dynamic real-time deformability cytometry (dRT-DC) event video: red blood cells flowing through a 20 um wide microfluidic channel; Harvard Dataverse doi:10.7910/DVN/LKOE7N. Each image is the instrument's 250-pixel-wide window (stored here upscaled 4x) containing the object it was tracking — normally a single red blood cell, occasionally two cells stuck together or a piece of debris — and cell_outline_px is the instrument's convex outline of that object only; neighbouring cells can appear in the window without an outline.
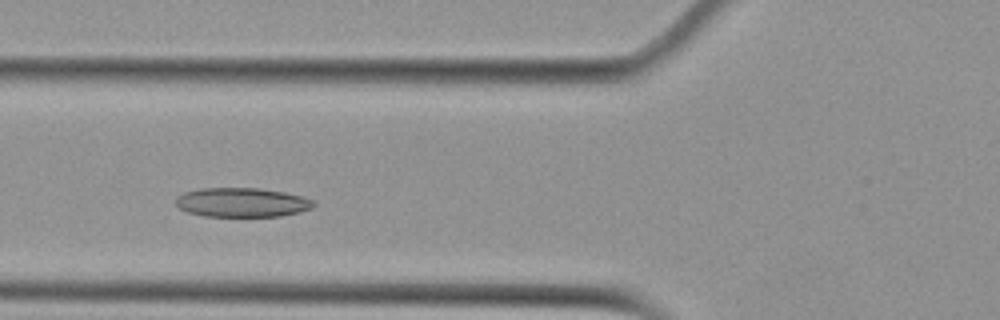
{"species": "Egyptian fruit bat (a non-hibernating species)", "species_latin": "Rousettus aegyptiacus", "temperature_condition": "cold", "stored_images_in_passage": 14, "camera_frame_rate_fps": 3000, "um_per_image_px": 0.085, "animal": {"sex": "female"}, "frame": {"image": 1, "passage_image": 7, "time_ms": 2.0, "image_size_px": [1000, 320], "cell_outline_px": [[316, 204], [312, 208], [300, 212], [280, 216], [204, 216], [188, 212], [180, 208], [176, 204], [176, 196], [184, 192], [200, 188], [256, 188], [284, 192], [304, 196], [312, 200]], "centroid_in_image_um": [20.57, 17.2], "position_along_channel_um": 105.2, "area_um2": 23.52}}
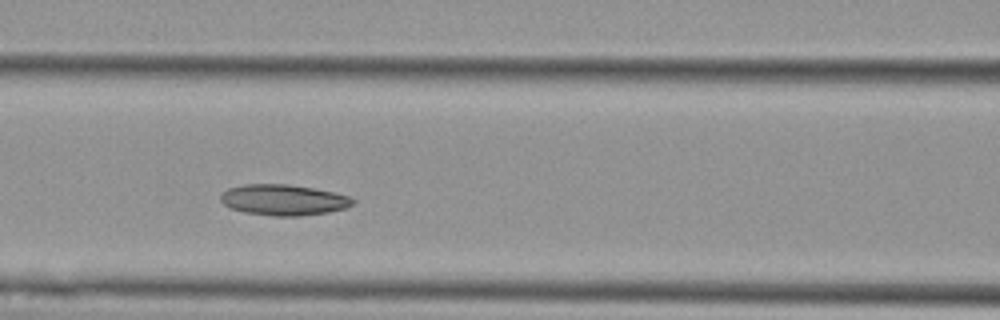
{"frame": {"image": 2, "passage_image": 10, "time_ms": 3.0, "image_size_px": [1000, 320], "cell_outline_px": [[356, 200], [352, 204], [344, 208], [328, 212], [300, 216], [272, 216], [244, 212], [232, 208], [224, 204], [220, 200], [220, 192], [228, 188], [244, 184], [288, 184], [312, 188], [332, 192], [348, 196]], "centroid_in_image_um": [24.05, 16.99], "position_along_channel_um": 142.5, "area_um2": 23.7}}
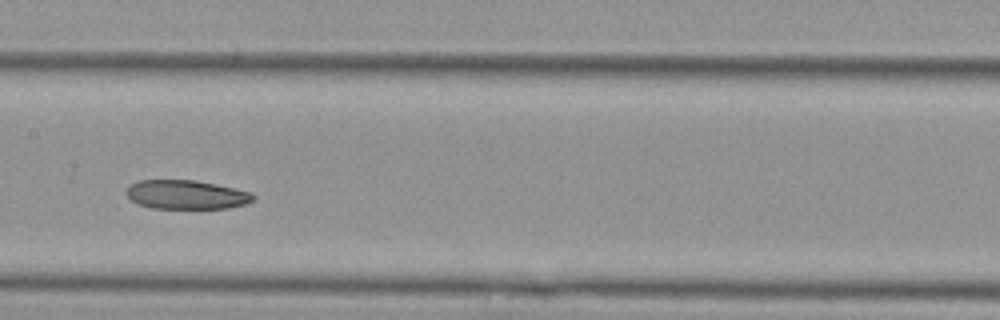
{"frame": {"image": 3, "passage_image": 14, "time_ms": 4.333, "image_size_px": [1000, 320], "cell_outline_px": [[256, 196], [252, 200], [244, 204], [228, 208], [152, 208], [140, 204], [132, 200], [128, 196], [128, 188], [132, 184], [140, 180], [196, 180], [216, 184], [252, 192]], "centroid_in_image_um": [15.88, 16.54], "position_along_channel_um": 191.5, "area_um2": 21.15}}